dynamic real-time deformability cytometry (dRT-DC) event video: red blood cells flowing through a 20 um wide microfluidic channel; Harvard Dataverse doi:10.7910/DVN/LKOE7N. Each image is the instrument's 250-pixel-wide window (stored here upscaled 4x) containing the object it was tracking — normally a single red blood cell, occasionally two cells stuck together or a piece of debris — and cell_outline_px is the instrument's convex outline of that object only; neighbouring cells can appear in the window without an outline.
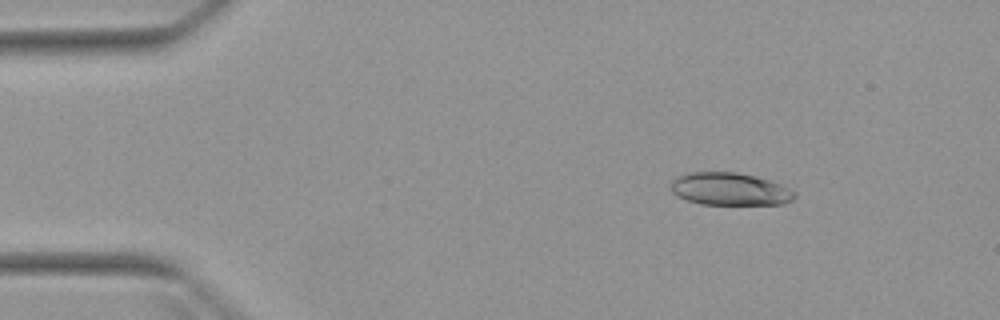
{"species": "Egyptian fruit bat (a non-hibernating species)", "species_latin": "Rousettus aegyptiacus", "temperature_condition": "warm", "stored_images_in_passage": 3, "camera_frame_rate_fps": 3000, "um_per_image_px": 0.085, "animal": {"sex": "female"}, "frame": {"image": 1, "passage_image": 2, "time_ms": 1.333, "image_size_px": [1000, 320], "cell_outline_px": [[796, 196], [792, 200], [784, 204], [700, 204], [676, 196], [672, 192], [668, 184], [676, 176], [688, 172], [736, 172], [768, 180], [780, 184], [796, 192]], "centroid_in_image_um": [61.98, 16.07], "position_along_channel_um": 23.0, "area_um2": 23.58}}